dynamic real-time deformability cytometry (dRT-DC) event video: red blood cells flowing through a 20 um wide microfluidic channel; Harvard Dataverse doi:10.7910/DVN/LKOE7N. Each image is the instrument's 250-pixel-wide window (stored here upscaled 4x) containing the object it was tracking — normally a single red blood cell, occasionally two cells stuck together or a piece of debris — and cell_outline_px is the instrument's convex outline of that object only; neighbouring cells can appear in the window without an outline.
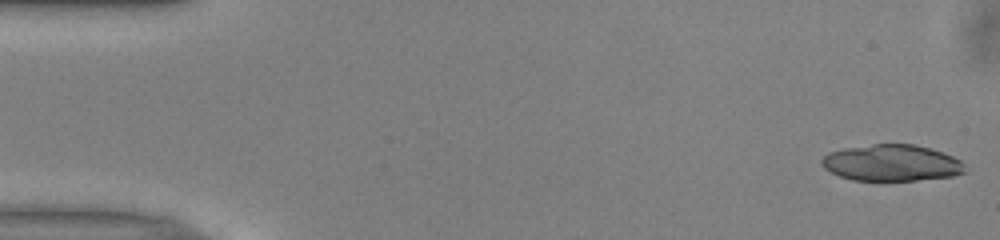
{"species": "common noctule bat (a hibernating species)", "species_latin": "Nyctalus noctula", "temperature_condition": "warm", "stored_images_in_passage": 51, "camera_frame_rate_fps": 3000, "um_per_image_px": 0.085, "animal": {"sex": "male", "body_mass_g": 13.0, "forearm_length_mm": 53.1}, "frame": {"image": 1, "passage_image": 1, "time_ms": 0.0, "image_size_px": [1000, 240], "cell_outline_px": [[964, 172], [952, 176], [916, 180], [852, 180], [840, 176], [824, 168], [820, 164], [820, 160], [828, 152], [844, 148], [872, 144], [916, 144], [952, 156], [960, 160], [964, 164]], "centroid_in_image_um": [75.74, 13.84], "position_along_channel_um": 9.3, "area_um2": 30.23}}
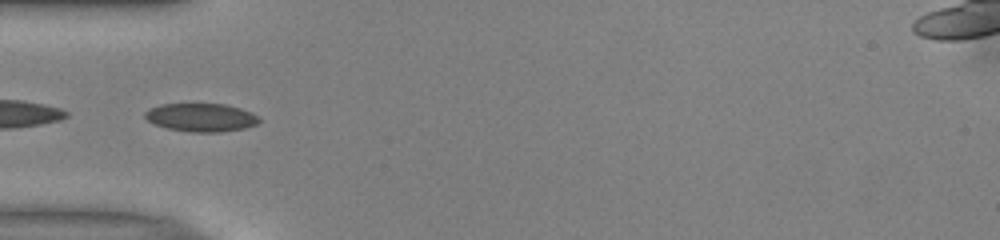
{"frame": {"image": 2, "passage_image": 16, "time_ms": 5.0, "image_size_px": [1000, 240], "cell_outline_px": [[260, 120], [256, 124], [244, 128], [220, 132], [192, 132], [168, 128], [156, 124], [148, 120], [144, 116], [144, 112], [148, 108], [160, 104], [224, 104], [240, 108], [252, 112]], "centroid_in_image_um": [17.07, 9.97], "position_along_channel_um": 67.9, "area_um2": 18.67}}
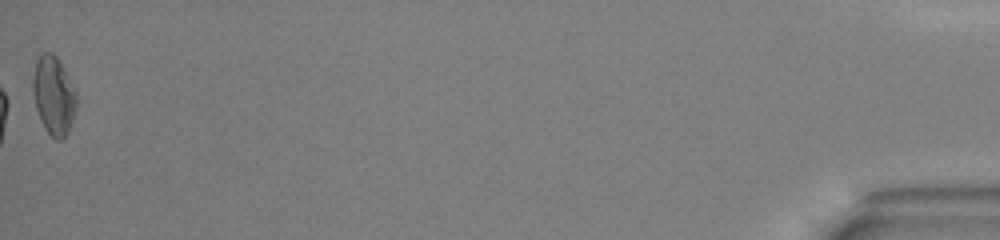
{"frame": {"image": 3, "passage_image": 51, "time_ms": 16.667, "image_size_px": [1000, 240], "cell_outline_px": [[76, 108], [68, 132], [60, 140], [56, 140], [44, 128], [40, 120], [36, 108], [32, 88], [32, 76], [36, 60], [44, 52], [52, 52], [56, 56], [76, 92]], "centroid_in_image_um": [4.53, 8.12], "position_along_channel_um": 430.7, "area_um2": 19.71}, "authors_computed_cell_mechanics": {"area_um2": 18.496, "velocity_mm_per_s": 4.0061, "shape_relaxation_time_tau1_ms": 6.1233, "shape_relaxation_time_tau2_ms": 1.1789, "deformation_change_tau1": 0.1537, "deformation_change_tau2": 0.057}}